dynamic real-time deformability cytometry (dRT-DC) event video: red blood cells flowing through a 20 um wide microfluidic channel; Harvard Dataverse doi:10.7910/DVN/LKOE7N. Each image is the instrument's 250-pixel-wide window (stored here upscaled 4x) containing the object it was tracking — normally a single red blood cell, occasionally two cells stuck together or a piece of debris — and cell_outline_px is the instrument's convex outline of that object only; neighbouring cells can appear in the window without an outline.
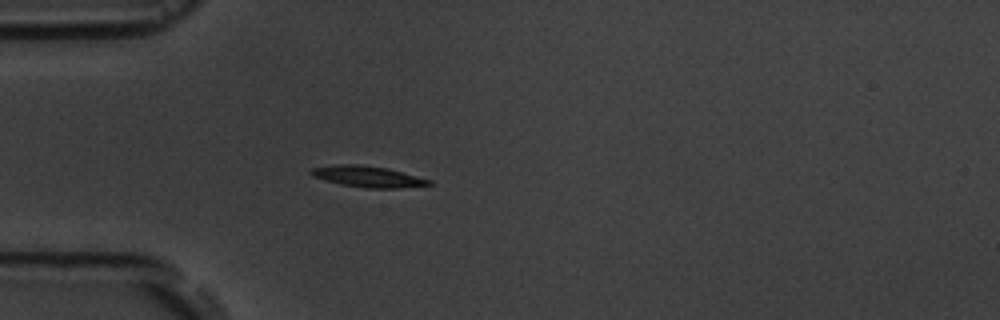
{"species": "common noctule bat (a hibernating species)", "species_latin": "Nyctalus noctula", "temperature_condition": "room temperature", "stored_images_in_passage": 3, "camera_frame_rate_fps": 3000, "um_per_image_px": 0.085, "animal": {"sex": "male", "body_mass_g": 19.5, "forearm_length_mm": 54.6}, "frame": {"image": 1, "passage_image": 3, "time_ms": 3.0, "image_size_px": [1000, 320], "cell_outline_px": [[432, 184], [400, 188], [364, 188], [340, 184], [312, 176], [308, 172], [312, 168], [336, 164], [360, 164], [388, 168], [432, 180]], "centroid_in_image_um": [31.25, 15.0], "position_along_channel_um": 53.7, "area_um2": 14.57}}